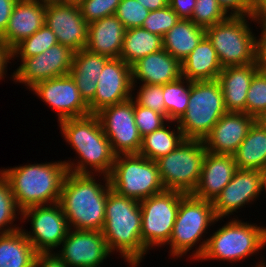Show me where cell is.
<instances>
[{
    "mask_svg": "<svg viewBox=\"0 0 266 267\" xmlns=\"http://www.w3.org/2000/svg\"><path fill=\"white\" fill-rule=\"evenodd\" d=\"M179 20L180 18L176 12L167 5L162 9L150 11L142 28L163 37Z\"/></svg>",
    "mask_w": 266,
    "mask_h": 267,
    "instance_id": "cell-38",
    "label": "cell"
},
{
    "mask_svg": "<svg viewBox=\"0 0 266 267\" xmlns=\"http://www.w3.org/2000/svg\"><path fill=\"white\" fill-rule=\"evenodd\" d=\"M229 15L220 6L218 0H196L191 20L203 28L223 22Z\"/></svg>",
    "mask_w": 266,
    "mask_h": 267,
    "instance_id": "cell-36",
    "label": "cell"
},
{
    "mask_svg": "<svg viewBox=\"0 0 266 267\" xmlns=\"http://www.w3.org/2000/svg\"><path fill=\"white\" fill-rule=\"evenodd\" d=\"M260 30V36L256 37L255 64L259 71L266 72V28Z\"/></svg>",
    "mask_w": 266,
    "mask_h": 267,
    "instance_id": "cell-45",
    "label": "cell"
},
{
    "mask_svg": "<svg viewBox=\"0 0 266 267\" xmlns=\"http://www.w3.org/2000/svg\"><path fill=\"white\" fill-rule=\"evenodd\" d=\"M109 59L107 56L93 53L86 48L74 53L69 75L87 104L96 94L98 77Z\"/></svg>",
    "mask_w": 266,
    "mask_h": 267,
    "instance_id": "cell-26",
    "label": "cell"
},
{
    "mask_svg": "<svg viewBox=\"0 0 266 267\" xmlns=\"http://www.w3.org/2000/svg\"><path fill=\"white\" fill-rule=\"evenodd\" d=\"M259 71L255 63L223 67L218 76L227 112L246 113V98L254 75Z\"/></svg>",
    "mask_w": 266,
    "mask_h": 267,
    "instance_id": "cell-24",
    "label": "cell"
},
{
    "mask_svg": "<svg viewBox=\"0 0 266 267\" xmlns=\"http://www.w3.org/2000/svg\"><path fill=\"white\" fill-rule=\"evenodd\" d=\"M266 111V72L258 71L250 84L246 98V113L257 117Z\"/></svg>",
    "mask_w": 266,
    "mask_h": 267,
    "instance_id": "cell-37",
    "label": "cell"
},
{
    "mask_svg": "<svg viewBox=\"0 0 266 267\" xmlns=\"http://www.w3.org/2000/svg\"><path fill=\"white\" fill-rule=\"evenodd\" d=\"M233 156L238 169H265L266 132L254 123Z\"/></svg>",
    "mask_w": 266,
    "mask_h": 267,
    "instance_id": "cell-30",
    "label": "cell"
},
{
    "mask_svg": "<svg viewBox=\"0 0 266 267\" xmlns=\"http://www.w3.org/2000/svg\"><path fill=\"white\" fill-rule=\"evenodd\" d=\"M59 249L55 254L68 267H101L112 254L102 231L69 229Z\"/></svg>",
    "mask_w": 266,
    "mask_h": 267,
    "instance_id": "cell-15",
    "label": "cell"
},
{
    "mask_svg": "<svg viewBox=\"0 0 266 267\" xmlns=\"http://www.w3.org/2000/svg\"><path fill=\"white\" fill-rule=\"evenodd\" d=\"M134 117L135 123L140 135L152 133L164 126L168 119L161 113H157L152 109L142 107L134 101Z\"/></svg>",
    "mask_w": 266,
    "mask_h": 267,
    "instance_id": "cell-42",
    "label": "cell"
},
{
    "mask_svg": "<svg viewBox=\"0 0 266 267\" xmlns=\"http://www.w3.org/2000/svg\"><path fill=\"white\" fill-rule=\"evenodd\" d=\"M96 176L98 174L72 172H68L65 176L58 203L62 207L70 229L103 230L110 183L108 176L102 175L101 181L104 183L99 182V178L97 181Z\"/></svg>",
    "mask_w": 266,
    "mask_h": 267,
    "instance_id": "cell-2",
    "label": "cell"
},
{
    "mask_svg": "<svg viewBox=\"0 0 266 267\" xmlns=\"http://www.w3.org/2000/svg\"><path fill=\"white\" fill-rule=\"evenodd\" d=\"M139 89L137 95L133 96L132 99L142 107L152 109L157 113H161L166 117V107L163 99L162 85H150L141 84L138 86Z\"/></svg>",
    "mask_w": 266,
    "mask_h": 267,
    "instance_id": "cell-41",
    "label": "cell"
},
{
    "mask_svg": "<svg viewBox=\"0 0 266 267\" xmlns=\"http://www.w3.org/2000/svg\"><path fill=\"white\" fill-rule=\"evenodd\" d=\"M251 16H229L205 28V35L217 52L222 67L255 63L256 34Z\"/></svg>",
    "mask_w": 266,
    "mask_h": 267,
    "instance_id": "cell-9",
    "label": "cell"
},
{
    "mask_svg": "<svg viewBox=\"0 0 266 267\" xmlns=\"http://www.w3.org/2000/svg\"><path fill=\"white\" fill-rule=\"evenodd\" d=\"M75 51L57 43L43 53L21 60L19 67L12 73V81L32 88L36 83L51 78L66 76L71 70Z\"/></svg>",
    "mask_w": 266,
    "mask_h": 267,
    "instance_id": "cell-14",
    "label": "cell"
},
{
    "mask_svg": "<svg viewBox=\"0 0 266 267\" xmlns=\"http://www.w3.org/2000/svg\"><path fill=\"white\" fill-rule=\"evenodd\" d=\"M142 4L147 10H159L168 5V0H137Z\"/></svg>",
    "mask_w": 266,
    "mask_h": 267,
    "instance_id": "cell-50",
    "label": "cell"
},
{
    "mask_svg": "<svg viewBox=\"0 0 266 267\" xmlns=\"http://www.w3.org/2000/svg\"><path fill=\"white\" fill-rule=\"evenodd\" d=\"M36 255L21 229L0 234V267H33Z\"/></svg>",
    "mask_w": 266,
    "mask_h": 267,
    "instance_id": "cell-29",
    "label": "cell"
},
{
    "mask_svg": "<svg viewBox=\"0 0 266 267\" xmlns=\"http://www.w3.org/2000/svg\"><path fill=\"white\" fill-rule=\"evenodd\" d=\"M163 49L160 35L153 34L142 27L126 29L119 58L132 66L148 54Z\"/></svg>",
    "mask_w": 266,
    "mask_h": 267,
    "instance_id": "cell-31",
    "label": "cell"
},
{
    "mask_svg": "<svg viewBox=\"0 0 266 267\" xmlns=\"http://www.w3.org/2000/svg\"><path fill=\"white\" fill-rule=\"evenodd\" d=\"M222 218H216L214 213L213 202L205 201L195 197L193 194H185L179 204L173 231L169 240V255L172 259H178L185 256L195 247L199 241V246L195 247L189 256L194 260H198L203 254L207 239L205 234L210 226ZM201 240H203L201 242Z\"/></svg>",
    "mask_w": 266,
    "mask_h": 267,
    "instance_id": "cell-5",
    "label": "cell"
},
{
    "mask_svg": "<svg viewBox=\"0 0 266 267\" xmlns=\"http://www.w3.org/2000/svg\"><path fill=\"white\" fill-rule=\"evenodd\" d=\"M55 1L61 2V3H68V4L79 5L83 0H55Z\"/></svg>",
    "mask_w": 266,
    "mask_h": 267,
    "instance_id": "cell-53",
    "label": "cell"
},
{
    "mask_svg": "<svg viewBox=\"0 0 266 267\" xmlns=\"http://www.w3.org/2000/svg\"><path fill=\"white\" fill-rule=\"evenodd\" d=\"M20 220L30 222L32 231L21 230L37 253H54L70 229L59 203L28 207Z\"/></svg>",
    "mask_w": 266,
    "mask_h": 267,
    "instance_id": "cell-12",
    "label": "cell"
},
{
    "mask_svg": "<svg viewBox=\"0 0 266 267\" xmlns=\"http://www.w3.org/2000/svg\"><path fill=\"white\" fill-rule=\"evenodd\" d=\"M261 191L266 193V168L261 170Z\"/></svg>",
    "mask_w": 266,
    "mask_h": 267,
    "instance_id": "cell-52",
    "label": "cell"
},
{
    "mask_svg": "<svg viewBox=\"0 0 266 267\" xmlns=\"http://www.w3.org/2000/svg\"><path fill=\"white\" fill-rule=\"evenodd\" d=\"M237 170L234 156L206 153L195 197L214 202Z\"/></svg>",
    "mask_w": 266,
    "mask_h": 267,
    "instance_id": "cell-23",
    "label": "cell"
},
{
    "mask_svg": "<svg viewBox=\"0 0 266 267\" xmlns=\"http://www.w3.org/2000/svg\"><path fill=\"white\" fill-rule=\"evenodd\" d=\"M110 188L138 201L165 191L158 167L139 154H119L108 175Z\"/></svg>",
    "mask_w": 266,
    "mask_h": 267,
    "instance_id": "cell-8",
    "label": "cell"
},
{
    "mask_svg": "<svg viewBox=\"0 0 266 267\" xmlns=\"http://www.w3.org/2000/svg\"><path fill=\"white\" fill-rule=\"evenodd\" d=\"M218 2L229 16H251L252 14L253 0H218Z\"/></svg>",
    "mask_w": 266,
    "mask_h": 267,
    "instance_id": "cell-43",
    "label": "cell"
},
{
    "mask_svg": "<svg viewBox=\"0 0 266 267\" xmlns=\"http://www.w3.org/2000/svg\"><path fill=\"white\" fill-rule=\"evenodd\" d=\"M255 123L258 124L266 132V111L259 114L255 118Z\"/></svg>",
    "mask_w": 266,
    "mask_h": 267,
    "instance_id": "cell-51",
    "label": "cell"
},
{
    "mask_svg": "<svg viewBox=\"0 0 266 267\" xmlns=\"http://www.w3.org/2000/svg\"><path fill=\"white\" fill-rule=\"evenodd\" d=\"M149 12L137 0H121L117 6L115 16L123 23L126 29H132L142 27Z\"/></svg>",
    "mask_w": 266,
    "mask_h": 267,
    "instance_id": "cell-39",
    "label": "cell"
},
{
    "mask_svg": "<svg viewBox=\"0 0 266 267\" xmlns=\"http://www.w3.org/2000/svg\"><path fill=\"white\" fill-rule=\"evenodd\" d=\"M184 195L179 191L165 190L140 201L141 238L148 251L169 243Z\"/></svg>",
    "mask_w": 266,
    "mask_h": 267,
    "instance_id": "cell-11",
    "label": "cell"
},
{
    "mask_svg": "<svg viewBox=\"0 0 266 267\" xmlns=\"http://www.w3.org/2000/svg\"><path fill=\"white\" fill-rule=\"evenodd\" d=\"M109 251L119 252L130 267H138L149 252L141 238L140 201L109 189L102 230Z\"/></svg>",
    "mask_w": 266,
    "mask_h": 267,
    "instance_id": "cell-3",
    "label": "cell"
},
{
    "mask_svg": "<svg viewBox=\"0 0 266 267\" xmlns=\"http://www.w3.org/2000/svg\"><path fill=\"white\" fill-rule=\"evenodd\" d=\"M18 0H0V36L5 32L13 8Z\"/></svg>",
    "mask_w": 266,
    "mask_h": 267,
    "instance_id": "cell-47",
    "label": "cell"
},
{
    "mask_svg": "<svg viewBox=\"0 0 266 267\" xmlns=\"http://www.w3.org/2000/svg\"><path fill=\"white\" fill-rule=\"evenodd\" d=\"M264 261H265L264 259L259 260L258 263L254 264L255 265L254 267H266V262H264Z\"/></svg>",
    "mask_w": 266,
    "mask_h": 267,
    "instance_id": "cell-54",
    "label": "cell"
},
{
    "mask_svg": "<svg viewBox=\"0 0 266 267\" xmlns=\"http://www.w3.org/2000/svg\"><path fill=\"white\" fill-rule=\"evenodd\" d=\"M205 36V28L192 20L180 19L163 37V48L180 63Z\"/></svg>",
    "mask_w": 266,
    "mask_h": 267,
    "instance_id": "cell-28",
    "label": "cell"
},
{
    "mask_svg": "<svg viewBox=\"0 0 266 267\" xmlns=\"http://www.w3.org/2000/svg\"><path fill=\"white\" fill-rule=\"evenodd\" d=\"M261 171L238 169L232 180L213 202L216 218H229L242 207L256 201L261 194Z\"/></svg>",
    "mask_w": 266,
    "mask_h": 267,
    "instance_id": "cell-19",
    "label": "cell"
},
{
    "mask_svg": "<svg viewBox=\"0 0 266 267\" xmlns=\"http://www.w3.org/2000/svg\"><path fill=\"white\" fill-rule=\"evenodd\" d=\"M58 43L54 32L46 25L12 49V60L37 56Z\"/></svg>",
    "mask_w": 266,
    "mask_h": 267,
    "instance_id": "cell-34",
    "label": "cell"
},
{
    "mask_svg": "<svg viewBox=\"0 0 266 267\" xmlns=\"http://www.w3.org/2000/svg\"><path fill=\"white\" fill-rule=\"evenodd\" d=\"M96 115L116 155L139 153L142 136L135 123L132 98L104 107Z\"/></svg>",
    "mask_w": 266,
    "mask_h": 267,
    "instance_id": "cell-13",
    "label": "cell"
},
{
    "mask_svg": "<svg viewBox=\"0 0 266 267\" xmlns=\"http://www.w3.org/2000/svg\"><path fill=\"white\" fill-rule=\"evenodd\" d=\"M9 181L18 208L59 202L67 166L64 161L25 164L0 169Z\"/></svg>",
    "mask_w": 266,
    "mask_h": 267,
    "instance_id": "cell-4",
    "label": "cell"
},
{
    "mask_svg": "<svg viewBox=\"0 0 266 267\" xmlns=\"http://www.w3.org/2000/svg\"><path fill=\"white\" fill-rule=\"evenodd\" d=\"M19 215L21 210L16 204L9 181L0 172V234L21 229L22 226L14 224Z\"/></svg>",
    "mask_w": 266,
    "mask_h": 267,
    "instance_id": "cell-35",
    "label": "cell"
},
{
    "mask_svg": "<svg viewBox=\"0 0 266 267\" xmlns=\"http://www.w3.org/2000/svg\"><path fill=\"white\" fill-rule=\"evenodd\" d=\"M222 68L217 52L206 35L181 62L182 77L192 82L217 80Z\"/></svg>",
    "mask_w": 266,
    "mask_h": 267,
    "instance_id": "cell-27",
    "label": "cell"
},
{
    "mask_svg": "<svg viewBox=\"0 0 266 267\" xmlns=\"http://www.w3.org/2000/svg\"><path fill=\"white\" fill-rule=\"evenodd\" d=\"M45 25L54 32L58 43L73 51L86 47L88 23L78 5L46 1Z\"/></svg>",
    "mask_w": 266,
    "mask_h": 267,
    "instance_id": "cell-18",
    "label": "cell"
},
{
    "mask_svg": "<svg viewBox=\"0 0 266 267\" xmlns=\"http://www.w3.org/2000/svg\"><path fill=\"white\" fill-rule=\"evenodd\" d=\"M65 142L77 153L78 160H64L68 172L108 176L115 162L110 141L96 114L58 122ZM75 160V161H74Z\"/></svg>",
    "mask_w": 266,
    "mask_h": 267,
    "instance_id": "cell-1",
    "label": "cell"
},
{
    "mask_svg": "<svg viewBox=\"0 0 266 267\" xmlns=\"http://www.w3.org/2000/svg\"><path fill=\"white\" fill-rule=\"evenodd\" d=\"M168 5L180 19L191 20L196 0H168Z\"/></svg>",
    "mask_w": 266,
    "mask_h": 267,
    "instance_id": "cell-44",
    "label": "cell"
},
{
    "mask_svg": "<svg viewBox=\"0 0 266 267\" xmlns=\"http://www.w3.org/2000/svg\"><path fill=\"white\" fill-rule=\"evenodd\" d=\"M199 261L240 262L250 256L258 255L266 246V227L230 219L222 227L210 234ZM256 253V254H255Z\"/></svg>",
    "mask_w": 266,
    "mask_h": 267,
    "instance_id": "cell-6",
    "label": "cell"
},
{
    "mask_svg": "<svg viewBox=\"0 0 266 267\" xmlns=\"http://www.w3.org/2000/svg\"><path fill=\"white\" fill-rule=\"evenodd\" d=\"M226 112L218 80L194 81L188 107L177 124L185 139L203 140Z\"/></svg>",
    "mask_w": 266,
    "mask_h": 267,
    "instance_id": "cell-7",
    "label": "cell"
},
{
    "mask_svg": "<svg viewBox=\"0 0 266 267\" xmlns=\"http://www.w3.org/2000/svg\"><path fill=\"white\" fill-rule=\"evenodd\" d=\"M33 94L56 111L58 122L68 118L90 115L88 104L81 97L78 88L68 74L36 83L30 88Z\"/></svg>",
    "mask_w": 266,
    "mask_h": 267,
    "instance_id": "cell-16",
    "label": "cell"
},
{
    "mask_svg": "<svg viewBox=\"0 0 266 267\" xmlns=\"http://www.w3.org/2000/svg\"><path fill=\"white\" fill-rule=\"evenodd\" d=\"M172 124L173 121H168L160 129L143 136L138 154L156 161L175 150L185 138L177 122L174 121L176 130L174 128L170 129Z\"/></svg>",
    "mask_w": 266,
    "mask_h": 267,
    "instance_id": "cell-32",
    "label": "cell"
},
{
    "mask_svg": "<svg viewBox=\"0 0 266 267\" xmlns=\"http://www.w3.org/2000/svg\"><path fill=\"white\" fill-rule=\"evenodd\" d=\"M191 82L180 77L173 82L162 85L168 121L177 122L185 113L189 103Z\"/></svg>",
    "mask_w": 266,
    "mask_h": 267,
    "instance_id": "cell-33",
    "label": "cell"
},
{
    "mask_svg": "<svg viewBox=\"0 0 266 267\" xmlns=\"http://www.w3.org/2000/svg\"><path fill=\"white\" fill-rule=\"evenodd\" d=\"M254 123L247 113L226 112L203 139L206 150L233 156Z\"/></svg>",
    "mask_w": 266,
    "mask_h": 267,
    "instance_id": "cell-20",
    "label": "cell"
},
{
    "mask_svg": "<svg viewBox=\"0 0 266 267\" xmlns=\"http://www.w3.org/2000/svg\"><path fill=\"white\" fill-rule=\"evenodd\" d=\"M12 61V50L0 41V80L7 74V66Z\"/></svg>",
    "mask_w": 266,
    "mask_h": 267,
    "instance_id": "cell-49",
    "label": "cell"
},
{
    "mask_svg": "<svg viewBox=\"0 0 266 267\" xmlns=\"http://www.w3.org/2000/svg\"><path fill=\"white\" fill-rule=\"evenodd\" d=\"M126 28L115 16L88 24L86 49L109 58H119Z\"/></svg>",
    "mask_w": 266,
    "mask_h": 267,
    "instance_id": "cell-25",
    "label": "cell"
},
{
    "mask_svg": "<svg viewBox=\"0 0 266 267\" xmlns=\"http://www.w3.org/2000/svg\"><path fill=\"white\" fill-rule=\"evenodd\" d=\"M45 15V0H18L0 41L12 50L45 25Z\"/></svg>",
    "mask_w": 266,
    "mask_h": 267,
    "instance_id": "cell-21",
    "label": "cell"
},
{
    "mask_svg": "<svg viewBox=\"0 0 266 267\" xmlns=\"http://www.w3.org/2000/svg\"><path fill=\"white\" fill-rule=\"evenodd\" d=\"M132 94L131 66L121 58H110L98 77L96 94L88 103L90 113L96 114L104 107L125 102Z\"/></svg>",
    "mask_w": 266,
    "mask_h": 267,
    "instance_id": "cell-17",
    "label": "cell"
},
{
    "mask_svg": "<svg viewBox=\"0 0 266 267\" xmlns=\"http://www.w3.org/2000/svg\"><path fill=\"white\" fill-rule=\"evenodd\" d=\"M253 23L260 28H266V0H253V9L251 14Z\"/></svg>",
    "mask_w": 266,
    "mask_h": 267,
    "instance_id": "cell-48",
    "label": "cell"
},
{
    "mask_svg": "<svg viewBox=\"0 0 266 267\" xmlns=\"http://www.w3.org/2000/svg\"><path fill=\"white\" fill-rule=\"evenodd\" d=\"M207 150L203 140L184 139L155 162L166 190L192 194L197 188Z\"/></svg>",
    "mask_w": 266,
    "mask_h": 267,
    "instance_id": "cell-10",
    "label": "cell"
},
{
    "mask_svg": "<svg viewBox=\"0 0 266 267\" xmlns=\"http://www.w3.org/2000/svg\"><path fill=\"white\" fill-rule=\"evenodd\" d=\"M121 0H83L78 6L86 22L92 23L104 17L115 15Z\"/></svg>",
    "mask_w": 266,
    "mask_h": 267,
    "instance_id": "cell-40",
    "label": "cell"
},
{
    "mask_svg": "<svg viewBox=\"0 0 266 267\" xmlns=\"http://www.w3.org/2000/svg\"><path fill=\"white\" fill-rule=\"evenodd\" d=\"M133 91L137 81L142 84L164 85L180 77L181 63L164 48L139 59L132 66Z\"/></svg>",
    "mask_w": 266,
    "mask_h": 267,
    "instance_id": "cell-22",
    "label": "cell"
},
{
    "mask_svg": "<svg viewBox=\"0 0 266 267\" xmlns=\"http://www.w3.org/2000/svg\"><path fill=\"white\" fill-rule=\"evenodd\" d=\"M33 267H68L54 253H37Z\"/></svg>",
    "mask_w": 266,
    "mask_h": 267,
    "instance_id": "cell-46",
    "label": "cell"
}]
</instances>
